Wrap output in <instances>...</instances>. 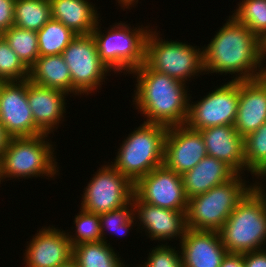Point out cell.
I'll return each instance as SVG.
<instances>
[{"label": "cell", "instance_id": "obj_1", "mask_svg": "<svg viewBox=\"0 0 266 267\" xmlns=\"http://www.w3.org/2000/svg\"><path fill=\"white\" fill-rule=\"evenodd\" d=\"M203 48L204 73L235 74L232 80L255 79L266 74L265 44L245 25L229 16ZM258 71V72H257Z\"/></svg>", "mask_w": 266, "mask_h": 267}, {"label": "cell", "instance_id": "obj_2", "mask_svg": "<svg viewBox=\"0 0 266 267\" xmlns=\"http://www.w3.org/2000/svg\"><path fill=\"white\" fill-rule=\"evenodd\" d=\"M130 74L137 80L132 101L140 115H145L144 123L167 127L186 123L190 94L185 83L150 70L144 63Z\"/></svg>", "mask_w": 266, "mask_h": 267}, {"label": "cell", "instance_id": "obj_3", "mask_svg": "<svg viewBox=\"0 0 266 267\" xmlns=\"http://www.w3.org/2000/svg\"><path fill=\"white\" fill-rule=\"evenodd\" d=\"M219 234L228 253L266 248V201L255 187L237 204Z\"/></svg>", "mask_w": 266, "mask_h": 267}, {"label": "cell", "instance_id": "obj_4", "mask_svg": "<svg viewBox=\"0 0 266 267\" xmlns=\"http://www.w3.org/2000/svg\"><path fill=\"white\" fill-rule=\"evenodd\" d=\"M46 137L49 135L10 138L0 158V181L6 177L8 180L40 176L53 179L60 174L53 142Z\"/></svg>", "mask_w": 266, "mask_h": 267}, {"label": "cell", "instance_id": "obj_5", "mask_svg": "<svg viewBox=\"0 0 266 267\" xmlns=\"http://www.w3.org/2000/svg\"><path fill=\"white\" fill-rule=\"evenodd\" d=\"M242 176L236 174L229 181L188 199L185 213L187 228L219 231L237 204L254 187V183Z\"/></svg>", "mask_w": 266, "mask_h": 267}, {"label": "cell", "instance_id": "obj_6", "mask_svg": "<svg viewBox=\"0 0 266 267\" xmlns=\"http://www.w3.org/2000/svg\"><path fill=\"white\" fill-rule=\"evenodd\" d=\"M90 33L95 41L98 55L107 68L114 73L130 74L145 62V45L151 29L147 26H129L124 22L115 23L105 31L100 21ZM145 28V29H144Z\"/></svg>", "mask_w": 266, "mask_h": 267}, {"label": "cell", "instance_id": "obj_7", "mask_svg": "<svg viewBox=\"0 0 266 267\" xmlns=\"http://www.w3.org/2000/svg\"><path fill=\"white\" fill-rule=\"evenodd\" d=\"M167 130L162 124L143 122L122 141L112 165L134 184L163 165Z\"/></svg>", "mask_w": 266, "mask_h": 267}, {"label": "cell", "instance_id": "obj_8", "mask_svg": "<svg viewBox=\"0 0 266 267\" xmlns=\"http://www.w3.org/2000/svg\"><path fill=\"white\" fill-rule=\"evenodd\" d=\"M156 30L151 28L145 45L144 64L150 70L167 74L185 84L192 77L204 75L203 48L162 39Z\"/></svg>", "mask_w": 266, "mask_h": 267}, {"label": "cell", "instance_id": "obj_9", "mask_svg": "<svg viewBox=\"0 0 266 267\" xmlns=\"http://www.w3.org/2000/svg\"><path fill=\"white\" fill-rule=\"evenodd\" d=\"M72 80L73 95L94 93L111 71L101 61L91 34L76 35L61 54Z\"/></svg>", "mask_w": 266, "mask_h": 267}, {"label": "cell", "instance_id": "obj_10", "mask_svg": "<svg viewBox=\"0 0 266 267\" xmlns=\"http://www.w3.org/2000/svg\"><path fill=\"white\" fill-rule=\"evenodd\" d=\"M110 164L102 165L90 178L80 209L101 214L126 206L132 200L134 184Z\"/></svg>", "mask_w": 266, "mask_h": 267}, {"label": "cell", "instance_id": "obj_11", "mask_svg": "<svg viewBox=\"0 0 266 267\" xmlns=\"http://www.w3.org/2000/svg\"><path fill=\"white\" fill-rule=\"evenodd\" d=\"M191 98L190 95L185 123L189 128L200 131L213 126H234L239 104V81L230 80L219 85L195 103L191 102Z\"/></svg>", "mask_w": 266, "mask_h": 267}, {"label": "cell", "instance_id": "obj_12", "mask_svg": "<svg viewBox=\"0 0 266 267\" xmlns=\"http://www.w3.org/2000/svg\"><path fill=\"white\" fill-rule=\"evenodd\" d=\"M132 201L186 212L188 198L185 195L182 176L164 165L153 169L134 183Z\"/></svg>", "mask_w": 266, "mask_h": 267}, {"label": "cell", "instance_id": "obj_13", "mask_svg": "<svg viewBox=\"0 0 266 267\" xmlns=\"http://www.w3.org/2000/svg\"><path fill=\"white\" fill-rule=\"evenodd\" d=\"M0 123L11 137L44 134L36 125L27 100V80L4 82L0 89Z\"/></svg>", "mask_w": 266, "mask_h": 267}, {"label": "cell", "instance_id": "obj_14", "mask_svg": "<svg viewBox=\"0 0 266 267\" xmlns=\"http://www.w3.org/2000/svg\"><path fill=\"white\" fill-rule=\"evenodd\" d=\"M207 156L203 137L199 130L186 124L168 127L164 142L163 165L182 175Z\"/></svg>", "mask_w": 266, "mask_h": 267}, {"label": "cell", "instance_id": "obj_15", "mask_svg": "<svg viewBox=\"0 0 266 267\" xmlns=\"http://www.w3.org/2000/svg\"><path fill=\"white\" fill-rule=\"evenodd\" d=\"M37 232L26 246L25 267H57L73 258V246L66 231L48 226Z\"/></svg>", "mask_w": 266, "mask_h": 267}, {"label": "cell", "instance_id": "obj_16", "mask_svg": "<svg viewBox=\"0 0 266 267\" xmlns=\"http://www.w3.org/2000/svg\"><path fill=\"white\" fill-rule=\"evenodd\" d=\"M132 204L133 214L137 216L135 218L139 224L137 226L141 227L140 230L145 229L148 238L162 242L176 238L181 242L187 230L186 212L161 208L143 201H132Z\"/></svg>", "mask_w": 266, "mask_h": 267}, {"label": "cell", "instance_id": "obj_17", "mask_svg": "<svg viewBox=\"0 0 266 267\" xmlns=\"http://www.w3.org/2000/svg\"><path fill=\"white\" fill-rule=\"evenodd\" d=\"M179 244L183 267H220L228 253L219 231L187 228Z\"/></svg>", "mask_w": 266, "mask_h": 267}, {"label": "cell", "instance_id": "obj_18", "mask_svg": "<svg viewBox=\"0 0 266 267\" xmlns=\"http://www.w3.org/2000/svg\"><path fill=\"white\" fill-rule=\"evenodd\" d=\"M266 123V75L239 81V104L234 127L241 137Z\"/></svg>", "mask_w": 266, "mask_h": 267}, {"label": "cell", "instance_id": "obj_19", "mask_svg": "<svg viewBox=\"0 0 266 267\" xmlns=\"http://www.w3.org/2000/svg\"><path fill=\"white\" fill-rule=\"evenodd\" d=\"M67 93L35 84L27 79V100L32 111L35 125L44 134H54L63 121L67 104L65 96Z\"/></svg>", "mask_w": 266, "mask_h": 267}, {"label": "cell", "instance_id": "obj_20", "mask_svg": "<svg viewBox=\"0 0 266 267\" xmlns=\"http://www.w3.org/2000/svg\"><path fill=\"white\" fill-rule=\"evenodd\" d=\"M200 133L205 143L207 156L224 161L237 174L245 173L244 138L234 126L208 127L200 130Z\"/></svg>", "mask_w": 266, "mask_h": 267}, {"label": "cell", "instance_id": "obj_21", "mask_svg": "<svg viewBox=\"0 0 266 267\" xmlns=\"http://www.w3.org/2000/svg\"><path fill=\"white\" fill-rule=\"evenodd\" d=\"M237 173L224 161L204 157L195 167L183 173L182 180L188 199L209 191L232 179Z\"/></svg>", "mask_w": 266, "mask_h": 267}, {"label": "cell", "instance_id": "obj_22", "mask_svg": "<svg viewBox=\"0 0 266 267\" xmlns=\"http://www.w3.org/2000/svg\"><path fill=\"white\" fill-rule=\"evenodd\" d=\"M51 17L60 21L77 35H89L99 20L94 6L88 0H49Z\"/></svg>", "mask_w": 266, "mask_h": 267}, {"label": "cell", "instance_id": "obj_23", "mask_svg": "<svg viewBox=\"0 0 266 267\" xmlns=\"http://www.w3.org/2000/svg\"><path fill=\"white\" fill-rule=\"evenodd\" d=\"M28 80L49 88L72 94V80L70 70L64 62L63 56H39L29 68Z\"/></svg>", "mask_w": 266, "mask_h": 267}, {"label": "cell", "instance_id": "obj_24", "mask_svg": "<svg viewBox=\"0 0 266 267\" xmlns=\"http://www.w3.org/2000/svg\"><path fill=\"white\" fill-rule=\"evenodd\" d=\"M73 258L78 267H123L125 265L110 245V241L109 243L101 240L77 244L73 246Z\"/></svg>", "mask_w": 266, "mask_h": 267}, {"label": "cell", "instance_id": "obj_25", "mask_svg": "<svg viewBox=\"0 0 266 267\" xmlns=\"http://www.w3.org/2000/svg\"><path fill=\"white\" fill-rule=\"evenodd\" d=\"M51 18L49 0H15L14 26L37 32Z\"/></svg>", "mask_w": 266, "mask_h": 267}, {"label": "cell", "instance_id": "obj_26", "mask_svg": "<svg viewBox=\"0 0 266 267\" xmlns=\"http://www.w3.org/2000/svg\"><path fill=\"white\" fill-rule=\"evenodd\" d=\"M77 34L60 21L50 19L39 31V56L60 55Z\"/></svg>", "mask_w": 266, "mask_h": 267}, {"label": "cell", "instance_id": "obj_27", "mask_svg": "<svg viewBox=\"0 0 266 267\" xmlns=\"http://www.w3.org/2000/svg\"><path fill=\"white\" fill-rule=\"evenodd\" d=\"M232 17L266 44V0H242Z\"/></svg>", "mask_w": 266, "mask_h": 267}, {"label": "cell", "instance_id": "obj_28", "mask_svg": "<svg viewBox=\"0 0 266 267\" xmlns=\"http://www.w3.org/2000/svg\"><path fill=\"white\" fill-rule=\"evenodd\" d=\"M2 36L29 69L39 57L37 32L12 26Z\"/></svg>", "mask_w": 266, "mask_h": 267}, {"label": "cell", "instance_id": "obj_29", "mask_svg": "<svg viewBox=\"0 0 266 267\" xmlns=\"http://www.w3.org/2000/svg\"><path fill=\"white\" fill-rule=\"evenodd\" d=\"M99 219L102 241L106 243L108 242V240H106L107 237H105L106 230L122 237L128 234L134 224L135 226L137 224V222H135V215L133 214L132 200L126 206L99 214Z\"/></svg>", "mask_w": 266, "mask_h": 267}, {"label": "cell", "instance_id": "obj_30", "mask_svg": "<svg viewBox=\"0 0 266 267\" xmlns=\"http://www.w3.org/2000/svg\"><path fill=\"white\" fill-rule=\"evenodd\" d=\"M244 158L252 176L266 163V123L244 137Z\"/></svg>", "mask_w": 266, "mask_h": 267}, {"label": "cell", "instance_id": "obj_31", "mask_svg": "<svg viewBox=\"0 0 266 267\" xmlns=\"http://www.w3.org/2000/svg\"><path fill=\"white\" fill-rule=\"evenodd\" d=\"M29 77V69L19 59L4 37L0 36V79L5 82L23 81Z\"/></svg>", "mask_w": 266, "mask_h": 267}, {"label": "cell", "instance_id": "obj_32", "mask_svg": "<svg viewBox=\"0 0 266 267\" xmlns=\"http://www.w3.org/2000/svg\"><path fill=\"white\" fill-rule=\"evenodd\" d=\"M79 214L75 216L74 224L76 229L75 236L67 232V236L75 246L80 243L85 242H98L102 240L101 230H100V219L99 214L90 213L85 210L80 209Z\"/></svg>", "mask_w": 266, "mask_h": 267}, {"label": "cell", "instance_id": "obj_33", "mask_svg": "<svg viewBox=\"0 0 266 267\" xmlns=\"http://www.w3.org/2000/svg\"><path fill=\"white\" fill-rule=\"evenodd\" d=\"M162 245H157L153 247L151 252H149L148 258L145 264L138 265L139 267H183L181 252L176 250V247H171L161 243Z\"/></svg>", "mask_w": 266, "mask_h": 267}, {"label": "cell", "instance_id": "obj_34", "mask_svg": "<svg viewBox=\"0 0 266 267\" xmlns=\"http://www.w3.org/2000/svg\"><path fill=\"white\" fill-rule=\"evenodd\" d=\"M15 0H0V34L14 26Z\"/></svg>", "mask_w": 266, "mask_h": 267}, {"label": "cell", "instance_id": "obj_35", "mask_svg": "<svg viewBox=\"0 0 266 267\" xmlns=\"http://www.w3.org/2000/svg\"><path fill=\"white\" fill-rule=\"evenodd\" d=\"M245 267H266V248L243 253Z\"/></svg>", "mask_w": 266, "mask_h": 267}, {"label": "cell", "instance_id": "obj_36", "mask_svg": "<svg viewBox=\"0 0 266 267\" xmlns=\"http://www.w3.org/2000/svg\"><path fill=\"white\" fill-rule=\"evenodd\" d=\"M220 267H245L243 253H227Z\"/></svg>", "mask_w": 266, "mask_h": 267}, {"label": "cell", "instance_id": "obj_37", "mask_svg": "<svg viewBox=\"0 0 266 267\" xmlns=\"http://www.w3.org/2000/svg\"><path fill=\"white\" fill-rule=\"evenodd\" d=\"M10 136L6 133L4 126L0 123V158L7 148Z\"/></svg>", "mask_w": 266, "mask_h": 267}, {"label": "cell", "instance_id": "obj_38", "mask_svg": "<svg viewBox=\"0 0 266 267\" xmlns=\"http://www.w3.org/2000/svg\"><path fill=\"white\" fill-rule=\"evenodd\" d=\"M119 4L118 5H121V7L123 8V10L126 8H130L131 6L134 7L135 3L137 5L138 1L139 0H116ZM130 6V7H129Z\"/></svg>", "mask_w": 266, "mask_h": 267}, {"label": "cell", "instance_id": "obj_39", "mask_svg": "<svg viewBox=\"0 0 266 267\" xmlns=\"http://www.w3.org/2000/svg\"><path fill=\"white\" fill-rule=\"evenodd\" d=\"M254 176L257 179H263L260 183L265 182L264 180L266 179V163L253 175L252 178H254Z\"/></svg>", "mask_w": 266, "mask_h": 267}, {"label": "cell", "instance_id": "obj_40", "mask_svg": "<svg viewBox=\"0 0 266 267\" xmlns=\"http://www.w3.org/2000/svg\"><path fill=\"white\" fill-rule=\"evenodd\" d=\"M258 180H256L254 182V187L258 190V192H260L262 194V196L264 197L265 201H266V189L265 187L263 186L264 184L262 183H259V181L257 182ZM256 183V184H255ZM265 189V190H264Z\"/></svg>", "mask_w": 266, "mask_h": 267}, {"label": "cell", "instance_id": "obj_41", "mask_svg": "<svg viewBox=\"0 0 266 267\" xmlns=\"http://www.w3.org/2000/svg\"><path fill=\"white\" fill-rule=\"evenodd\" d=\"M57 267H78V264H77V262L75 261L74 258H71L67 262H65L63 264H60Z\"/></svg>", "mask_w": 266, "mask_h": 267}, {"label": "cell", "instance_id": "obj_42", "mask_svg": "<svg viewBox=\"0 0 266 267\" xmlns=\"http://www.w3.org/2000/svg\"><path fill=\"white\" fill-rule=\"evenodd\" d=\"M4 82H5L4 80L0 79V89L3 86Z\"/></svg>", "mask_w": 266, "mask_h": 267}]
</instances>
